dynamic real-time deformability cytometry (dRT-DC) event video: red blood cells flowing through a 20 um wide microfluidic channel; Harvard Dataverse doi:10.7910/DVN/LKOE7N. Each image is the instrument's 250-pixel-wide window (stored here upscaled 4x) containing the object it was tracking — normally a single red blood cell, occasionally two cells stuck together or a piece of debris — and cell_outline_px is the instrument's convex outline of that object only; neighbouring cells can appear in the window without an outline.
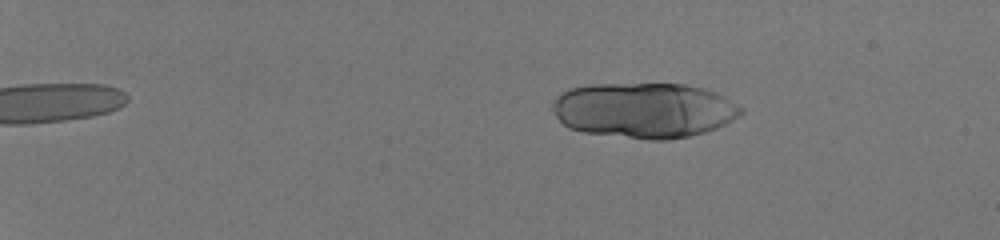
{"species": "human", "species_latin": "Homo sapiens", "temperature_condition": "room temperature", "stored_images_in_passage": 28, "camera_frame_rate_fps": 3000, "um_per_image_px": 0.085, "donor": {"sex": "male"}, "frame": {"image": 1, "passage_image": 11, "time_ms": 3.333, "image_size_px": [1000, 240], "cell_outline_px": [[744, 112], [732, 120], [716, 128], [704, 132], [688, 136], [668, 140], [652, 140], [584, 132], [568, 128], [552, 112], [552, 104], [556, 96], [560, 92], [568, 88], [588, 84], [684, 84], [704, 88], [716, 92], [724, 96], [744, 108]], "centroid_in_image_um": [54.73, 9.36], "position_along_channel_um": 30.3, "area_um2": 61.09}}